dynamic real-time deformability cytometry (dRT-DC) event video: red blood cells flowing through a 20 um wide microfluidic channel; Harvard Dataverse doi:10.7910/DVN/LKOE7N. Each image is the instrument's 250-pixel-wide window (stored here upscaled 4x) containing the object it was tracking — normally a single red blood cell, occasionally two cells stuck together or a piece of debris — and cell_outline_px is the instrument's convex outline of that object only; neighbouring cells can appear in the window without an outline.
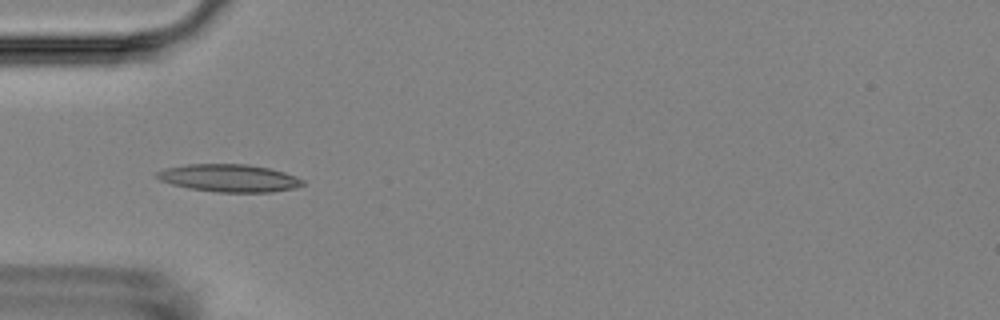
{"species": "Egyptian fruit bat (a non-hibernating species)", "species_latin": "Rousettus aegyptiacus", "temperature_condition": "room temperature", "stored_images_in_passage": 5, "camera_frame_rate_fps": 3000, "um_per_image_px": 0.085, "animal": {"sex": "female"}, "frame": {"image": 1, "passage_image": 4, "time_ms": 4.333, "image_size_px": [1000, 320], "cell_outline_px": [[304, 184], [292, 188], [272, 192], [216, 192], [188, 188], [172, 184], [160, 180], [156, 176], [156, 172], [164, 168], [188, 164], [248, 164], [268, 168], [284, 172], [296, 176], [304, 180]], "centroid_in_image_um": [19.46, 15.13], "position_along_channel_um": 65.5, "area_um2": 23.41}}